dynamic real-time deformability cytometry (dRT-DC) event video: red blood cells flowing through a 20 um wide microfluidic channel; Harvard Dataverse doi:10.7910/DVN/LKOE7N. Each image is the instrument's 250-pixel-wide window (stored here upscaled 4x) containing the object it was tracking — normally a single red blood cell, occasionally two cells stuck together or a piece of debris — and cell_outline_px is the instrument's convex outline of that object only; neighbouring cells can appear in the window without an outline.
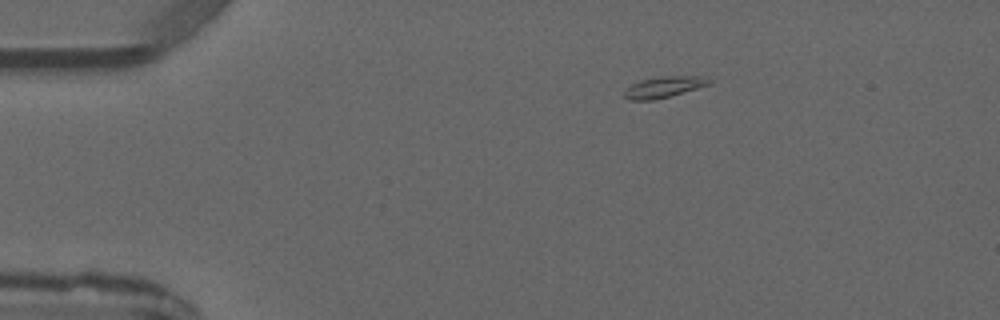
{"species": "common noctule bat (a hibernating species)", "species_latin": "Nyctalus noctula", "temperature_condition": "warm", "stored_images_in_passage": 4, "camera_frame_rate_fps": 3000, "um_per_image_px": 0.085, "animal": {"sex": "male", "forearm_length_mm": 52.5}, "frame": {"image": 1, "passage_image": 1, "time_ms": 0.0, "image_size_px": [1000, 320], "cell_outline_px": [[712, 80], [708, 84], [696, 88], [668, 96], [652, 100], [632, 100], [624, 96], [624, 92], [632, 84], [640, 80], [664, 76], [700, 76]], "centroid_in_image_um": [56.4, 7.39], "position_along_channel_um": 28.6, "area_um2": 10.0}}
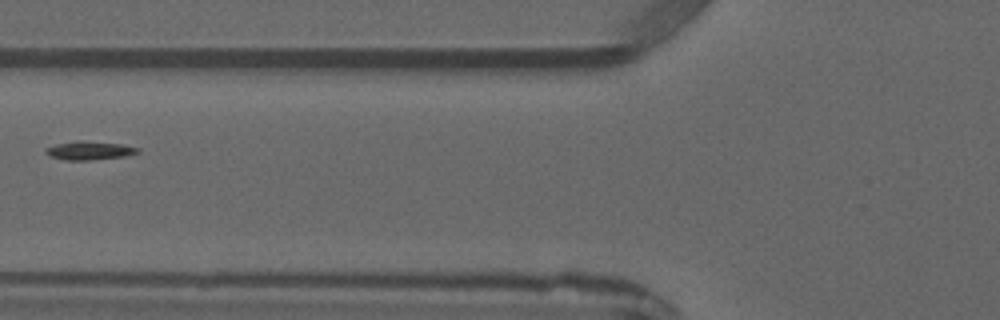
{"frame": {"image": 2, "passage_image": 4, "time_ms": 3.333, "image_size_px": [1000, 320], "cell_outline_px": [[140, 152], [124, 156], [88, 160], [64, 160], [48, 156], [44, 152], [44, 148], [56, 144], [80, 140], [84, 140], [124, 144], [140, 148]], "centroid_in_image_um": [7.58, 12.78], "position_along_channel_um": 118.2, "area_um2": 10.12}}